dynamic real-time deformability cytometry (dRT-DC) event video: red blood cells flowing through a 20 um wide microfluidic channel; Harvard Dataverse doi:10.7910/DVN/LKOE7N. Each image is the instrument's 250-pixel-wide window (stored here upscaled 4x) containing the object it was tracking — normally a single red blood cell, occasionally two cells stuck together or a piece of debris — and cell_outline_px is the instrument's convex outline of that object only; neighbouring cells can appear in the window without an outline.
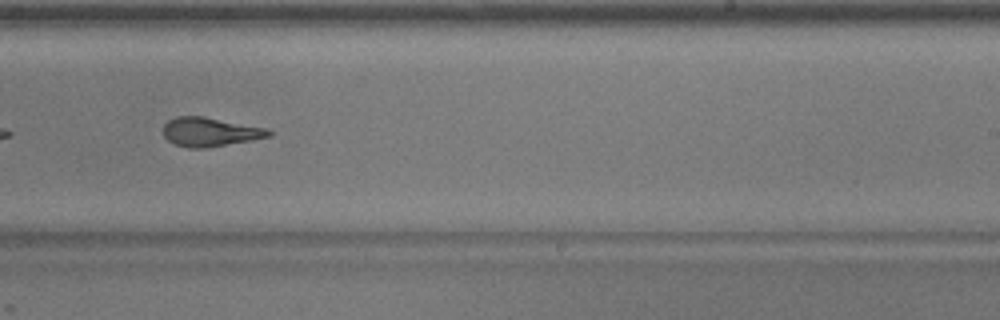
{"species": "common noctule bat (a hibernating species)", "species_latin": "Nyctalus noctula", "temperature_condition": "warm", "stored_images_in_passage": 34, "camera_frame_rate_fps": 3000, "um_per_image_px": 0.085, "animal": {"sex": "male", "body_mass_g": 17.9}, "frame": {"image": 1, "passage_image": 20, "time_ms": 6.333, "image_size_px": [1000, 320], "cell_outline_px": [[272, 136], [252, 140], [204, 148], [188, 148], [176, 144], [168, 140], [164, 136], [164, 124], [168, 120], [176, 116], [200, 116], [268, 128], [272, 132]], "centroid_in_image_um": [17.86, 11.21], "position_along_channel_um": 271.1, "area_um2": 17.69}}